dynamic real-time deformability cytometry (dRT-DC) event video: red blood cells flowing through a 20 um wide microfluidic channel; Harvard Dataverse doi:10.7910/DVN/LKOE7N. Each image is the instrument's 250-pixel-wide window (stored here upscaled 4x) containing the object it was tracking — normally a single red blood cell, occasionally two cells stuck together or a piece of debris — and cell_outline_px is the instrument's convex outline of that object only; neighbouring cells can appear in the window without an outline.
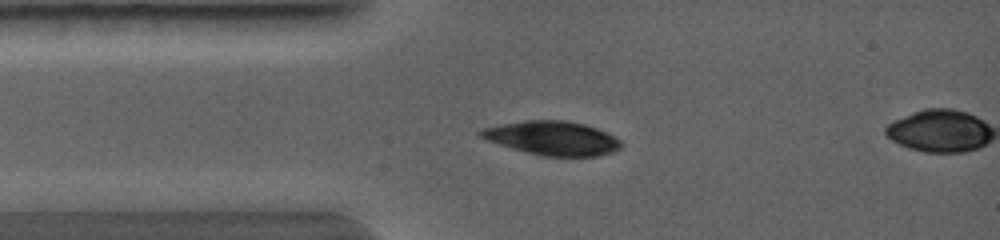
{"species": "common noctule bat (a hibernating species)", "species_latin": "Nyctalus noctula", "temperature_condition": "warm", "stored_images_in_passage": 11, "camera_frame_rate_fps": 5000, "um_per_image_px": 0.085, "animal": {"sex": "female", "body_mass_g": 19.0, "forearm_length_mm": 56.7}, "frame": {"image": 1, "passage_image": 8, "time_ms": 1.0, "image_size_px": [1000, 240], "cell_outline_px": [[620, 148], [612, 152], [596, 156], [540, 156], [524, 152], [488, 140], [480, 136], [476, 132], [484, 128], [500, 124], [524, 120], [564, 120], [584, 124], [596, 128], [620, 140]], "centroid_in_image_um": [46.92, 11.74], "position_along_channel_um": 38.1, "area_um2": 27.51}}